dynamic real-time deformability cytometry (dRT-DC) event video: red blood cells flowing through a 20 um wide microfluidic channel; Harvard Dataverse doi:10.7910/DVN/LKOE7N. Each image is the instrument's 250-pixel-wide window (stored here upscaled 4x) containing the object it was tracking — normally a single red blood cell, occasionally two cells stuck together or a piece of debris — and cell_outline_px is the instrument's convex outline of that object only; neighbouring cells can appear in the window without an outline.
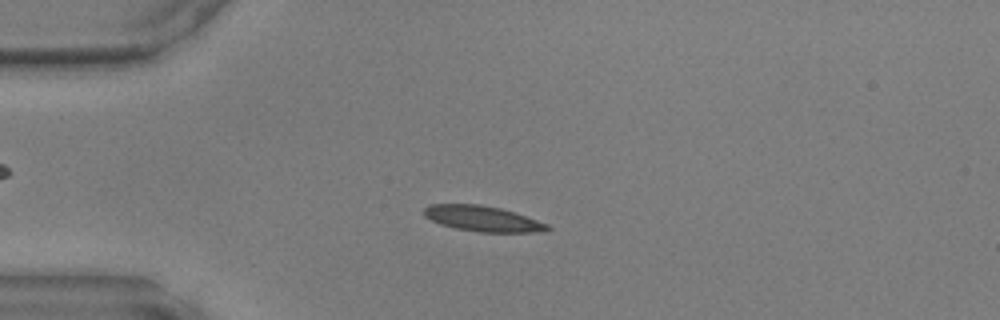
{"species": "common noctule bat (a hibernating species)", "species_latin": "Nyctalus noctula", "temperature_condition": "warm", "stored_images_in_passage": 48, "camera_frame_rate_fps": 3000, "um_per_image_px": 0.085, "animal": {"sex": "male", "body_mass_g": 17.9, "forearm_length_mm": 54.2}, "frame": {"image": 1, "passage_image": 12, "time_ms": 3.667, "image_size_px": [1000, 320], "cell_outline_px": [[552, 228], [548, 232], [480, 232], [456, 228], [440, 224], [424, 216], [424, 208], [428, 204], [480, 204], [500, 208], [548, 224]], "centroid_in_image_um": [41.03, 18.59], "position_along_channel_um": 44.0, "area_um2": 18.26}}
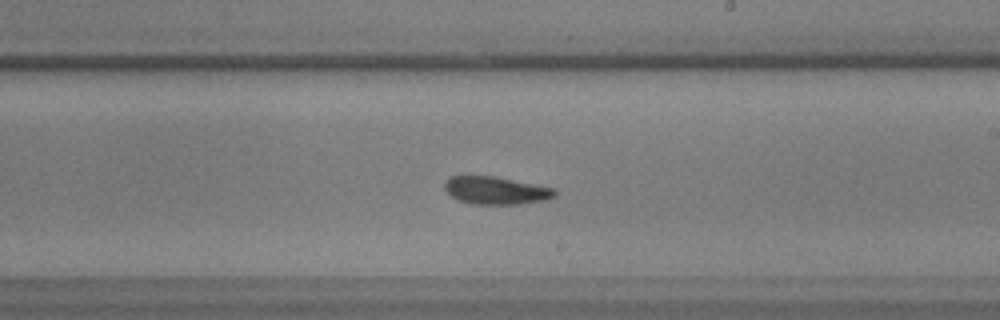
{"frame": {"image": 2, "passage_image": 28, "time_ms": 9.0, "image_size_px": [1000, 320], "cell_outline_px": [[556, 196], [544, 200], [520, 204], [472, 204], [456, 200], [444, 188], [444, 184], [452, 176], [492, 176], [556, 188]], "centroid_in_image_um": [42.17, 16.2], "position_along_channel_um": 246.8, "area_um2": 17.69}}
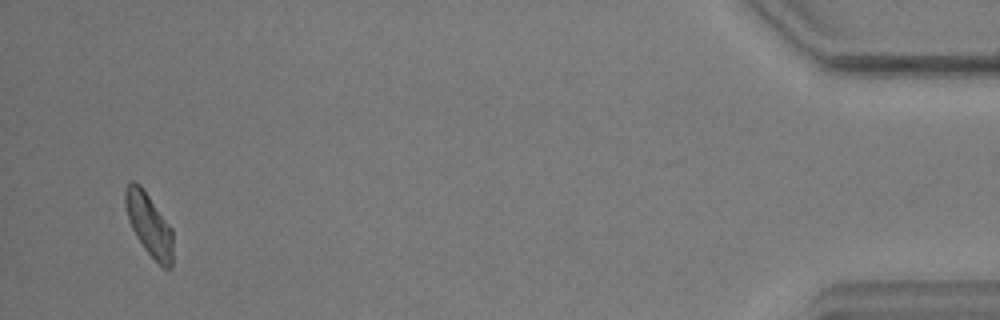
{"frame": {"image": 3, "passage_image": 46, "time_ms": 15.0, "image_size_px": [1000, 320], "cell_outline_px": [[172, 268], [164, 268], [144, 248], [136, 236], [128, 220], [124, 200], [124, 192], [128, 184], [132, 180], [136, 180], [140, 184], [172, 228]], "centroid_in_image_um": [12.65, 19.05], "position_along_channel_um": 422.5, "area_um2": 17.22}}